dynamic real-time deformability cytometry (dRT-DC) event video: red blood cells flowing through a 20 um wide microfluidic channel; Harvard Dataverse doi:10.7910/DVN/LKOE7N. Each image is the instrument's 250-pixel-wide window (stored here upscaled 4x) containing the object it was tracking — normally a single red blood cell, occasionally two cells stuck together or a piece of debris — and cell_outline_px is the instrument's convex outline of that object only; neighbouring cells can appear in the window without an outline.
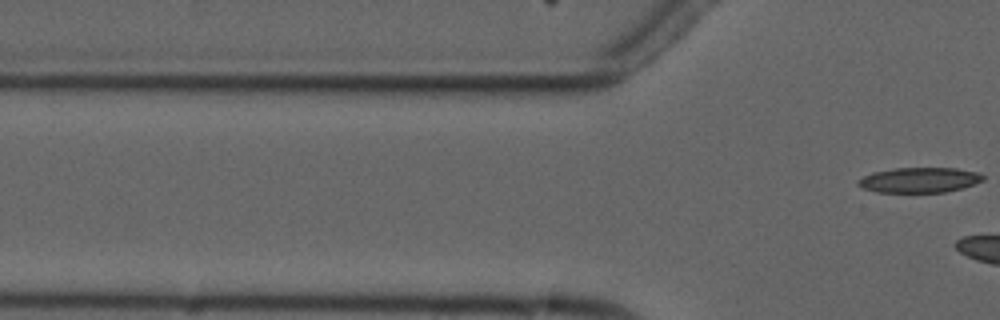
{"species": "common noctule bat (a hibernating species)", "species_latin": "Nyctalus noctula", "temperature_condition": "cold", "stored_images_in_passage": 3, "camera_frame_rate_fps": 3000, "um_per_image_px": 0.085, "animal": {"sex": "male", "forearm_length_mm": 52.5}, "frame": {"image": 1, "passage_image": 3, "time_ms": 3.333, "image_size_px": [1000, 320], "cell_outline_px": [[984, 180], [964, 188], [944, 192], [876, 192], [864, 188], [856, 184], [856, 180], [872, 172], [892, 168], [956, 168], [976, 172], [984, 176]], "centroid_in_image_um": [78.13, 15.3], "position_along_channel_um": 47.7, "area_um2": 18.38}}